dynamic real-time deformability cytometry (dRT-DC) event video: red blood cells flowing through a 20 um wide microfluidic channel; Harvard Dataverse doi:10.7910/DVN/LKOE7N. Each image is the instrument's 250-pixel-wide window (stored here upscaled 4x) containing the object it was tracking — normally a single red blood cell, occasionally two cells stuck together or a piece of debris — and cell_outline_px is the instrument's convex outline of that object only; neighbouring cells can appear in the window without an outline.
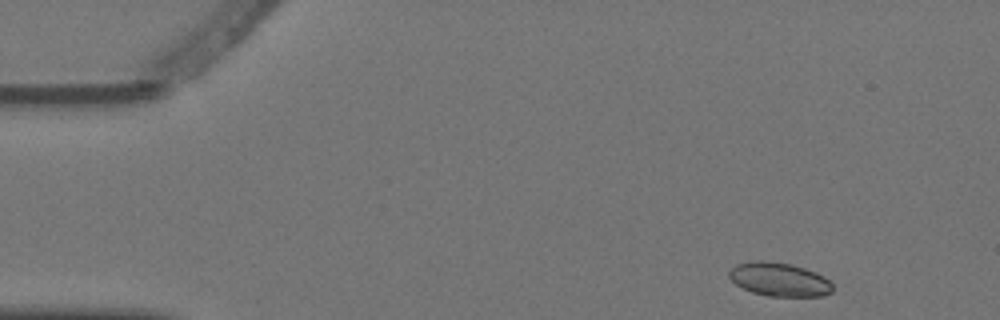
{"species": "Egyptian fruit bat (a non-hibernating species)", "species_latin": "Rousettus aegyptiacus", "temperature_condition": "warm", "stored_images_in_passage": 3, "camera_frame_rate_fps": 3000, "um_per_image_px": 0.085, "animal": {"sex": "female"}, "frame": {"image": 1, "passage_image": 1, "time_ms": 0.0, "image_size_px": [1000, 320], "cell_outline_px": [[832, 292], [824, 296], [768, 296], [752, 292], [736, 284], [728, 276], [728, 272], [736, 264], [752, 260], [764, 260], [792, 264], [816, 272], [824, 276], [832, 284]], "centroid_in_image_um": [66.24, 23.74], "position_along_channel_um": 18.8, "area_um2": 20.4}}
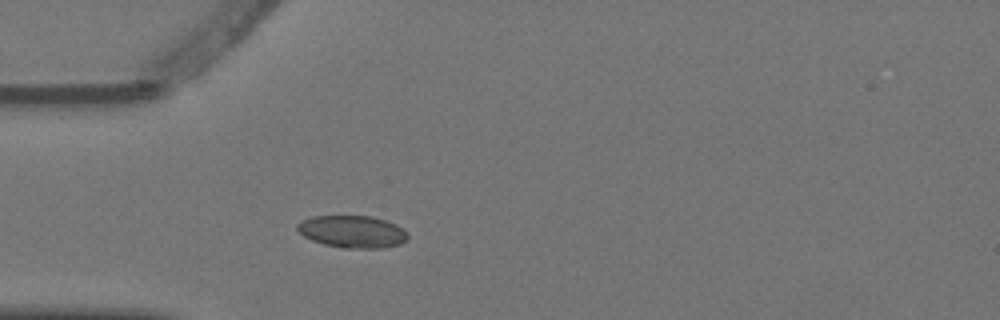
{"frame": {"image": 2, "passage_image": 3, "time_ms": 0.667, "image_size_px": [1000, 320], "cell_outline_px": [[408, 240], [400, 244], [384, 248], [344, 248], [324, 244], [312, 240], [304, 236], [296, 228], [296, 224], [312, 216], [372, 216], [396, 224], [408, 236]], "centroid_in_image_um": [29.95, 19.69], "position_along_channel_um": 55.1, "area_um2": 20.63}}